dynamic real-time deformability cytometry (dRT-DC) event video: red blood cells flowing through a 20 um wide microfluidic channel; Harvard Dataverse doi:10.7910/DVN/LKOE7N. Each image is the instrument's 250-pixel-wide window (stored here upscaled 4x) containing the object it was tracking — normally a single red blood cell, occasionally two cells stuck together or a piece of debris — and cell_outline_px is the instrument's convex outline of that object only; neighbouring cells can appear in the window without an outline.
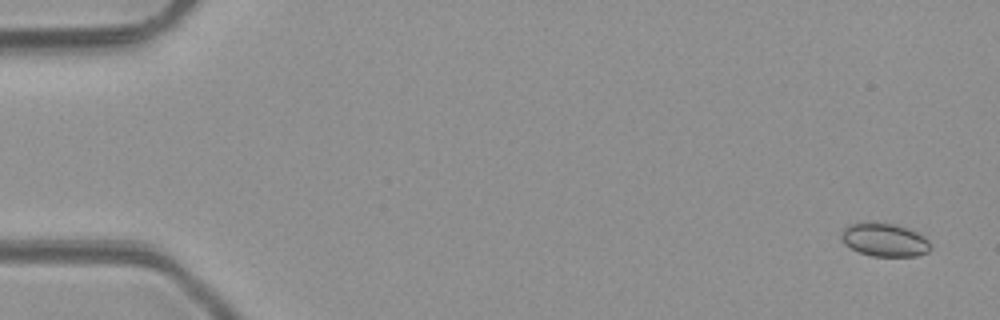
{"species": "common noctule bat (a hibernating species)", "species_latin": "Nyctalus noctula", "temperature_condition": "room temperature", "stored_images_in_passage": 5, "camera_frame_rate_fps": 3000, "um_per_image_px": 0.085, "animal": {"sex": "male", "body_mass_g": 23.1, "forearm_length_mm": 52.7}, "frame": {"image": 1, "passage_image": 1, "time_ms": 0.0, "image_size_px": [1000, 320], "cell_outline_px": [[932, 248], [928, 252], [916, 256], [872, 256], [860, 252], [844, 244], [840, 240], [840, 232], [848, 224], [892, 224], [916, 232], [924, 236], [928, 240]], "centroid_in_image_um": [75.18, 20.42], "position_along_channel_um": 9.8, "area_um2": 16.94}}
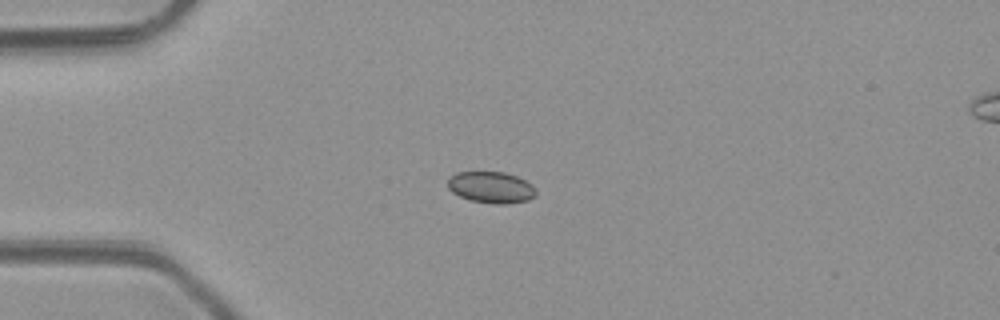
{"frame": {"image": 2, "passage_image": 4, "time_ms": 3.667, "image_size_px": [1000, 320], "cell_outline_px": [[536, 196], [528, 200], [508, 204], [492, 204], [472, 200], [460, 196], [452, 192], [448, 188], [448, 176], [456, 172], [504, 172], [516, 176], [532, 184], [536, 188]], "centroid_in_image_um": [41.75, 15.92], "position_along_channel_um": 43.2, "area_um2": 16.3}}